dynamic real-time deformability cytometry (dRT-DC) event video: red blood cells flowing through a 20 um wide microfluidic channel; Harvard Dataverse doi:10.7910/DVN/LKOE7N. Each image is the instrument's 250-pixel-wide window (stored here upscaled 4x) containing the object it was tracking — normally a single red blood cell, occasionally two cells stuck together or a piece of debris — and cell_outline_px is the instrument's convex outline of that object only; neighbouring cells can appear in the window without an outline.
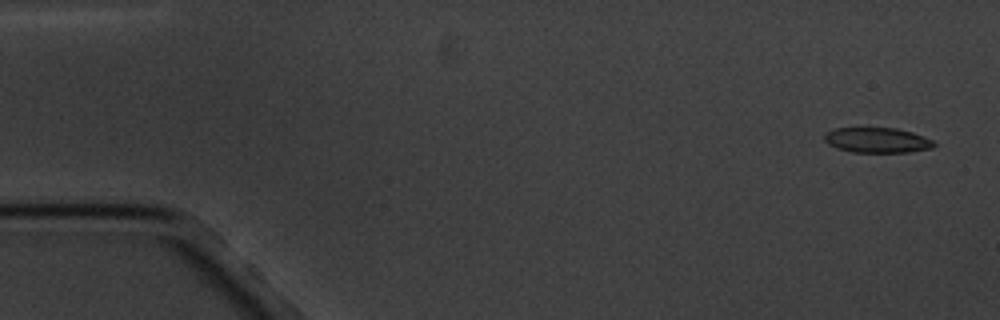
{"species": "common noctule bat (a hibernating species)", "species_latin": "Nyctalus noctula", "temperature_condition": "cold", "stored_images_in_passage": 5, "camera_frame_rate_fps": 3000, "um_per_image_px": 0.085, "animal": {"sex": "male", "body_mass_g": 20.1, "forearm_length_mm": 53.5}, "frame": {"image": 1, "passage_image": 1, "time_ms": 0.0, "image_size_px": [1000, 320], "cell_outline_px": [[936, 144], [932, 148], [908, 152], [852, 152], [836, 148], [828, 144], [824, 140], [824, 132], [836, 128], [896, 128], [912, 132], [924, 136], [932, 140]], "centroid_in_image_um": [74.53, 11.91], "position_along_channel_um": 10.5, "area_um2": 16.13}}
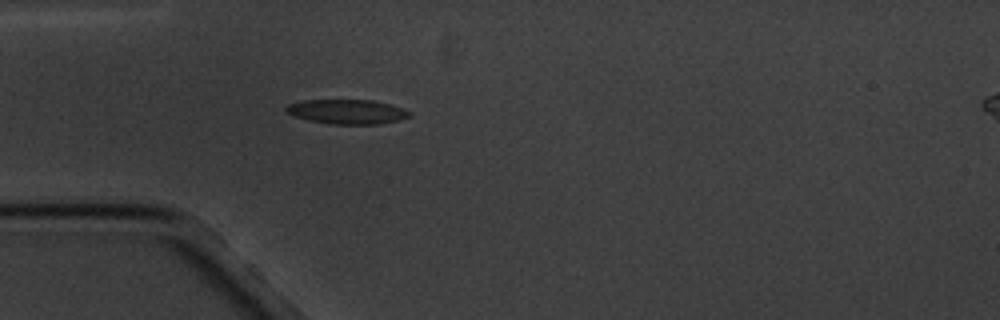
{"frame": {"image": 2, "passage_image": 5, "time_ms": 4.667, "image_size_px": [1000, 320], "cell_outline_px": [[412, 116], [380, 124], [328, 124], [308, 120], [296, 116], [288, 112], [284, 108], [288, 104], [304, 100], [372, 100], [392, 104], [404, 108], [412, 112]], "centroid_in_image_um": [29.55, 9.49], "position_along_channel_um": 55.5, "area_um2": 17.69}}